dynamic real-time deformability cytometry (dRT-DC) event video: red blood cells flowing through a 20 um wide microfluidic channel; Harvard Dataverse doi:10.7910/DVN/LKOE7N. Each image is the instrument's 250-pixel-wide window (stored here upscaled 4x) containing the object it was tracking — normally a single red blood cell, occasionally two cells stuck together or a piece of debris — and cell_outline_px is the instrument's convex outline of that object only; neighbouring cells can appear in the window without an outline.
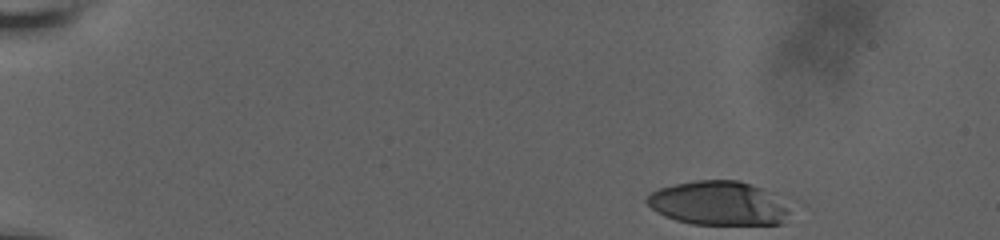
{"species": "human", "species_latin": "Homo sapiens", "temperature_condition": "room temperature", "stored_images_in_passage": 45, "camera_frame_rate_fps": 3000, "um_per_image_px": 0.085, "donor": {"sex": "male"}, "frame": {"image": 1, "passage_image": 1, "time_ms": 0.0, "image_size_px": [1000, 240], "cell_outline_px": [[788, 212], [784, 224], [692, 224], [676, 220], [664, 216], [656, 212], [644, 200], [652, 192], [660, 188], [676, 184], [696, 180], [736, 180], [760, 188], [784, 208]], "centroid_in_image_um": [60.93, 17.29], "position_along_channel_um": 24.1, "area_um2": 35.55}}
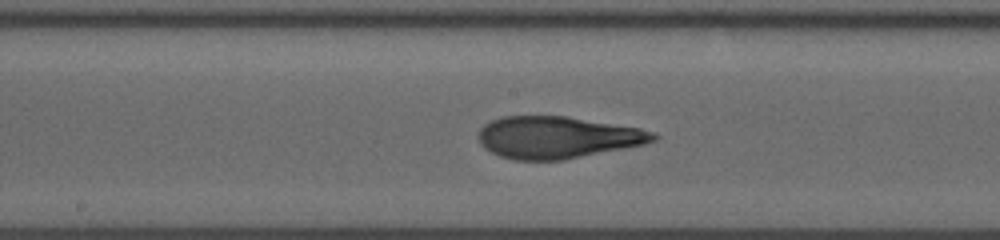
{"frame": {"image": 2, "passage_image": 26, "time_ms": 8.333, "image_size_px": [1000, 240], "cell_outline_px": [[660, 136], [656, 140], [644, 144], [564, 160], [516, 160], [500, 156], [484, 148], [480, 144], [476, 136], [476, 132], [484, 124], [500, 116], [568, 116], [640, 128], [656, 132]], "centroid_in_image_um": [47.35, 11.67], "position_along_channel_um": 200.8, "area_um2": 43.12}}
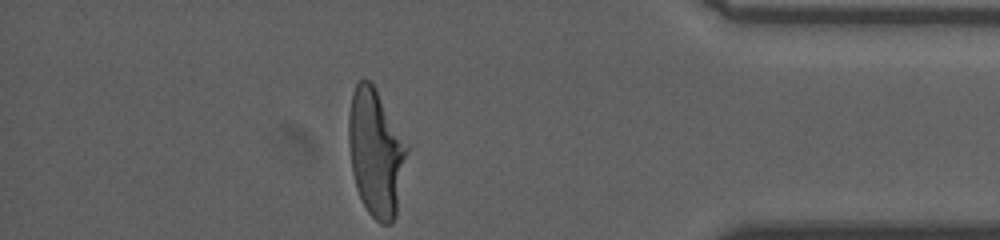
{"frame": {"image": 3, "passage_image": 45, "time_ms": 14.667, "image_size_px": [1000, 240], "cell_outline_px": [[408, 148], [396, 216], [392, 224], [380, 224], [368, 212], [356, 188], [352, 172], [348, 140], [348, 112], [352, 92], [356, 84], [360, 80], [368, 80], [372, 84], [408, 144]], "centroid_in_image_um": [31.94, 12.99], "position_along_channel_um": 403.3, "area_um2": 43.0}, "authors_computed_cell_mechanics": {"area_um2": 42.194, "velocity_mm_per_s": 3.6622, "shape_relaxation_time_tau1_ms": 8.7367, "shape_relaxation_time_tau2_ms": 1.1346, "deformation_change_tau1": 0.3098, "deformation_change_tau2": 0.0965}}